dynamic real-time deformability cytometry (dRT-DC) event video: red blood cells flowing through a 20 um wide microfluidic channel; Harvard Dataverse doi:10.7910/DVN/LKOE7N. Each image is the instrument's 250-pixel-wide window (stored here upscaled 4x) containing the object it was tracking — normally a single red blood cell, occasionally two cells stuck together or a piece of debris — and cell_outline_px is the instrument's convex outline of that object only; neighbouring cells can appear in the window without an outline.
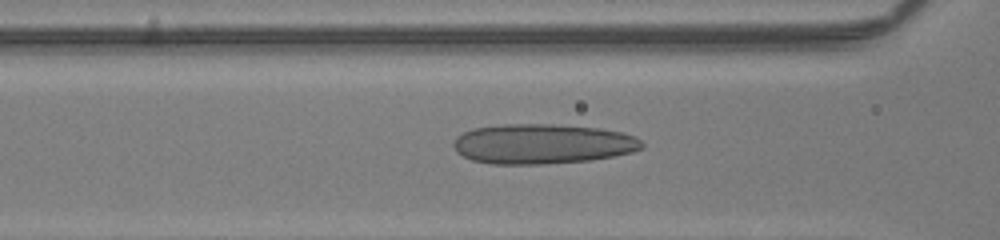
{"species": "human", "species_latin": "Homo sapiens", "temperature_condition": "room temperature", "stored_images_in_passage": 46, "camera_frame_rate_fps": 3000, "um_per_image_px": 0.085, "donor": {"sex": "male"}, "frame": {"image": 1, "passage_image": 23, "time_ms": 7.333, "image_size_px": [1000, 240], "cell_outline_px": [[644, 148], [632, 152], [616, 156], [588, 160], [544, 164], [492, 164], [472, 160], [456, 152], [452, 144], [456, 136], [472, 128], [504, 124], [552, 124], [600, 128], [624, 132], [640, 140], [644, 144]], "centroid_in_image_um": [46.11, 12.23], "position_along_channel_um": 120.5, "area_um2": 44.1}}
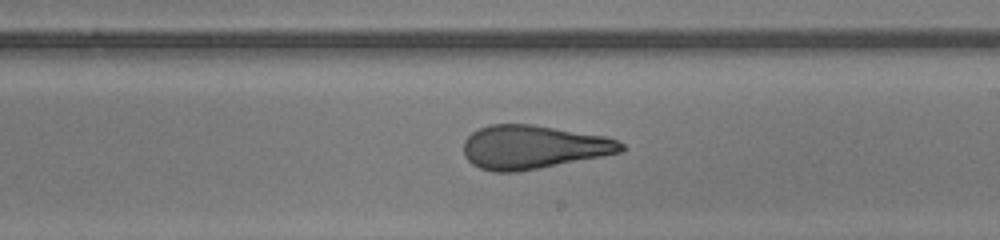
{"frame": {"image": 2, "passage_image": 32, "time_ms": 10.333, "image_size_px": [1000, 240], "cell_outline_px": [[624, 148], [620, 152], [540, 168], [516, 172], [496, 172], [480, 168], [472, 164], [464, 156], [464, 140], [472, 132], [488, 124], [532, 124], [604, 136], [616, 140], [624, 144]], "centroid_in_image_um": [45.27, 12.5], "position_along_channel_um": 243.7, "area_um2": 39.77}}
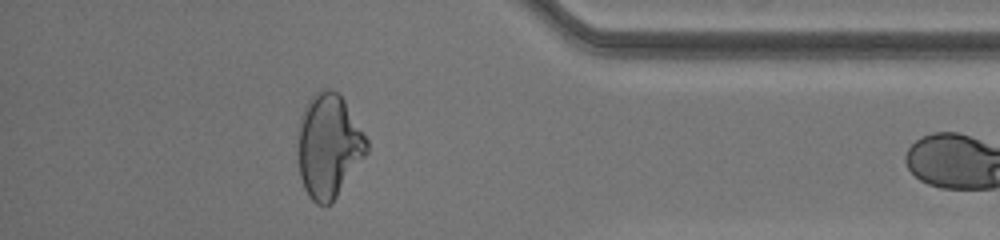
{"frame": {"image": 3, "passage_image": 45, "time_ms": 14.667, "image_size_px": [1000, 240], "cell_outline_px": [[368, 152], [332, 204], [316, 204], [308, 196], [304, 188], [300, 176], [300, 116], [308, 100], [316, 92], [328, 88], [332, 88], [344, 100], [368, 140]], "centroid_in_image_um": [27.97, 12.42], "position_along_channel_um": 407.2, "area_um2": 41.15}}